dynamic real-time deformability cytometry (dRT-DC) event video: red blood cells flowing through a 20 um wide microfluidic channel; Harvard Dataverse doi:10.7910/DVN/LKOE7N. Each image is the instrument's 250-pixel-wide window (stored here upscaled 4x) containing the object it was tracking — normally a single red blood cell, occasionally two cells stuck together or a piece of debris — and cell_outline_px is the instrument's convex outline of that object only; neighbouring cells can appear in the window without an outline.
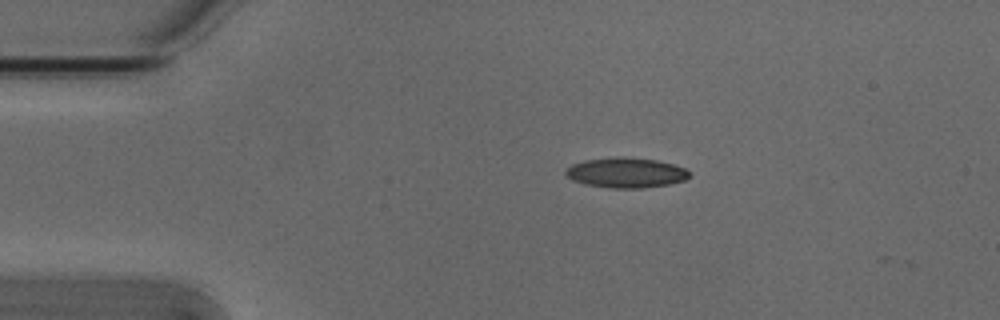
{"species": "Egyptian fruit bat (a non-hibernating species)", "species_latin": "Rousettus aegyptiacus", "temperature_condition": "cold", "stored_images_in_passage": 3, "camera_frame_rate_fps": 3000, "um_per_image_px": 0.085, "animal": {"sex": "male"}, "frame": {"image": 1, "passage_image": 1, "time_ms": 0.0, "image_size_px": [1000, 320], "cell_outline_px": [[692, 172], [684, 180], [668, 184], [644, 188], [612, 188], [584, 184], [572, 180], [564, 176], [564, 172], [572, 164], [584, 160], [620, 156], [624, 156], [656, 160], [672, 164], [684, 168]], "centroid_in_image_um": [53.17, 14.67], "position_along_channel_um": 31.8, "area_um2": 21.79}}
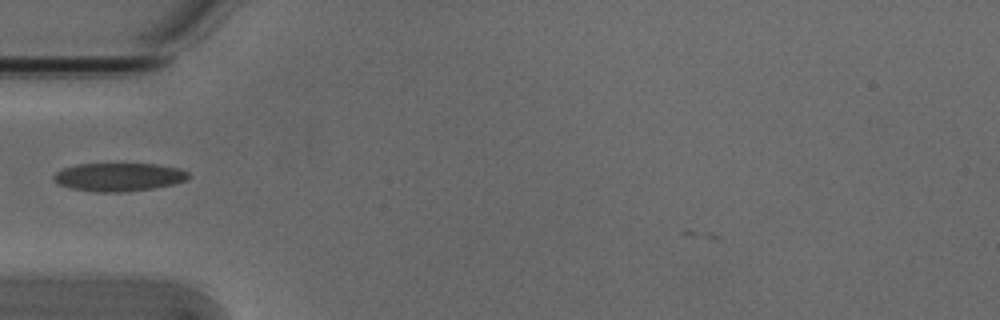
{"frame": {"image": 2, "passage_image": 3, "time_ms": 0.667, "image_size_px": [1000, 320], "cell_outline_px": [[188, 176], [184, 180], [172, 184], [152, 188], [124, 192], [96, 192], [72, 188], [60, 184], [52, 176], [56, 172], [64, 168], [76, 164], [156, 164], [180, 168], [188, 172]], "centroid_in_image_um": [10.09, 15.04], "position_along_channel_um": 74.9, "area_um2": 21.91}}